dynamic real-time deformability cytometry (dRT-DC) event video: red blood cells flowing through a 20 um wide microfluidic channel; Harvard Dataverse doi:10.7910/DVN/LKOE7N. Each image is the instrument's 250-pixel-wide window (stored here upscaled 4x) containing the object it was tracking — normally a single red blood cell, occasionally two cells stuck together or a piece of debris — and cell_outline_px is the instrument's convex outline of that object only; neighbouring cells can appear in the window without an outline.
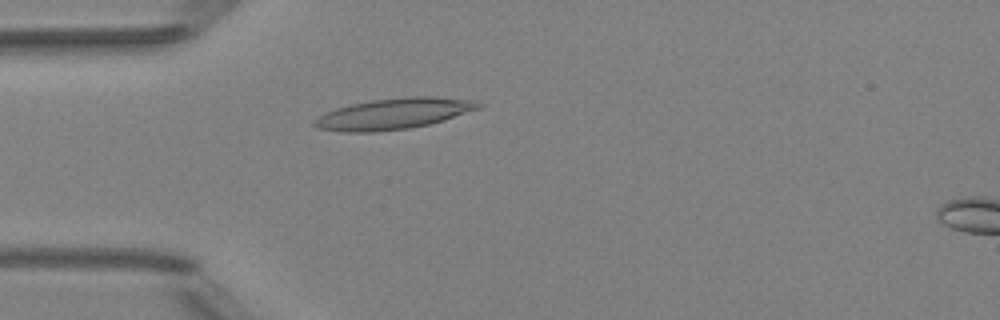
{"species": "Egyptian fruit bat (a non-hibernating species)", "species_latin": "Rousettus aegyptiacus", "temperature_condition": "room temperature", "stored_images_in_passage": 45, "camera_frame_rate_fps": 3000, "um_per_image_px": 0.085, "animal": {"sex": "female"}, "frame": {"image": 1, "passage_image": 9, "time_ms": 2.667, "image_size_px": [1000, 320], "cell_outline_px": [[484, 104], [480, 108], [444, 120], [428, 124], [408, 128], [376, 132], [340, 132], [316, 128], [312, 124], [312, 120], [336, 108], [352, 104], [372, 100], [408, 96], [436, 96], [476, 100]], "centroid_in_image_um": [33.48, 9.66], "position_along_channel_um": 51.5, "area_um2": 29.71}}
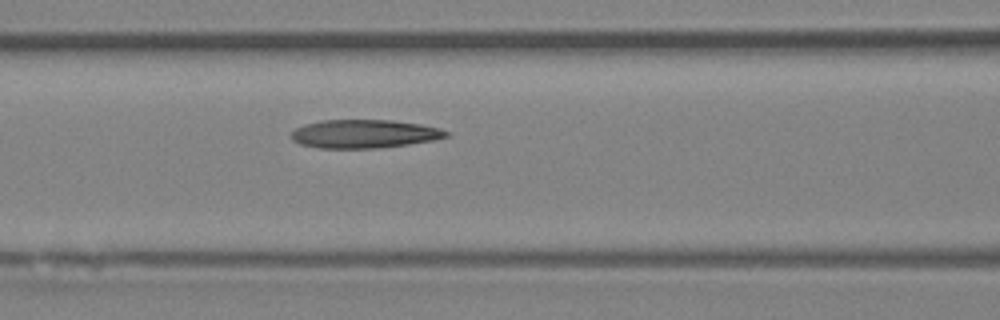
{"frame": {"image": 2, "passage_image": 16, "time_ms": 5.0, "image_size_px": [1000, 320], "cell_outline_px": [[452, 136], [432, 140], [408, 144], [380, 148], [320, 148], [300, 144], [292, 140], [288, 136], [296, 128], [304, 124], [320, 120], [392, 120], [420, 124], [440, 128], [452, 132]], "centroid_in_image_um": [30.97, 11.37], "position_along_channel_um": 135.6, "area_um2": 25.95}}
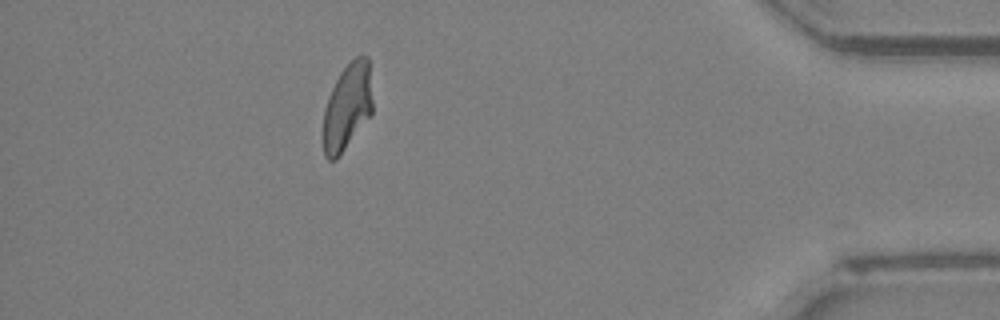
{"frame": {"image": 3, "passage_image": 40, "time_ms": 13.0, "image_size_px": [1000, 320], "cell_outline_px": [[372, 116], [336, 160], [328, 160], [324, 156], [324, 108], [328, 96], [340, 72], [356, 56], [368, 56], [372, 100]], "centroid_in_image_um": [29.53, 9.11], "position_along_channel_um": 405.7, "area_um2": 24.97}, "authors_computed_cell_mechanics": {"area_um2": 25.5476, "velocity_mm_per_s": 4.0081, "shape_relaxation_time_tau1_ms": null, "shape_relaxation_time_tau2_ms": 5.227, "deformation_change_tau1": null, "deformation_change_tau2": 0.1501}}